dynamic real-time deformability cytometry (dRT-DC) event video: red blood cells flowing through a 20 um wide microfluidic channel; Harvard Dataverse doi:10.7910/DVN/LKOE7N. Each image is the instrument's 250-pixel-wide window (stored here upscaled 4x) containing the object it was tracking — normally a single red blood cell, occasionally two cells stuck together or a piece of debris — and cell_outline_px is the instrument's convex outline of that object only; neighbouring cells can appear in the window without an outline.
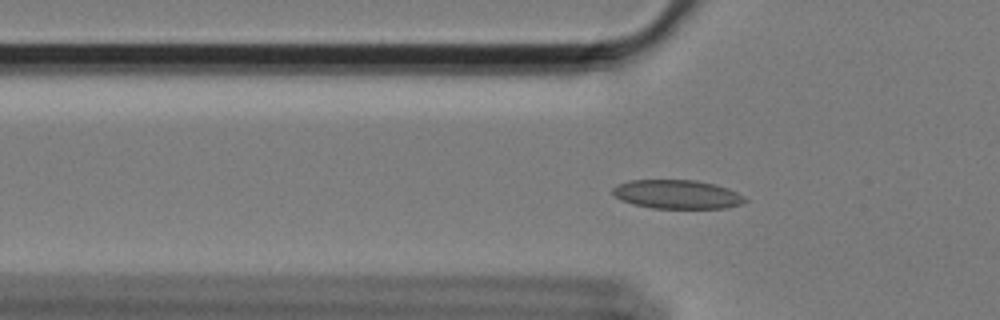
{"species": "Egyptian fruit bat (a non-hibernating species)", "species_latin": "Rousettus aegyptiacus", "temperature_condition": "cold", "stored_images_in_passage": 61, "camera_frame_rate_fps": 3000, "um_per_image_px": 0.085, "animal": {"sex": "female"}, "frame": {"image": 1, "passage_image": 20, "time_ms": 6.333, "image_size_px": [1000, 320], "cell_outline_px": [[748, 200], [744, 204], [724, 208], [652, 208], [632, 204], [620, 200], [612, 192], [612, 188], [616, 184], [628, 180], [696, 180], [716, 184], [728, 188], [744, 196]], "centroid_in_image_um": [57.55, 16.51], "position_along_channel_um": 68.2, "area_um2": 22.48}}
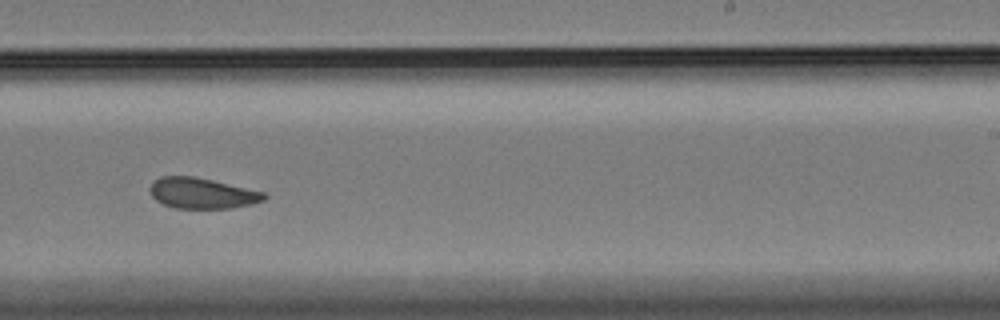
{"frame": {"image": 2, "passage_image": 38, "time_ms": 12.333, "image_size_px": [1000, 320], "cell_outline_px": [[268, 196], [264, 200], [252, 204], [232, 208], [176, 208], [164, 204], [156, 200], [152, 196], [148, 188], [152, 180], [160, 176], [196, 176], [264, 192]], "centroid_in_image_um": [17.15, 16.41], "position_along_channel_um": 271.9, "area_um2": 20.58}}
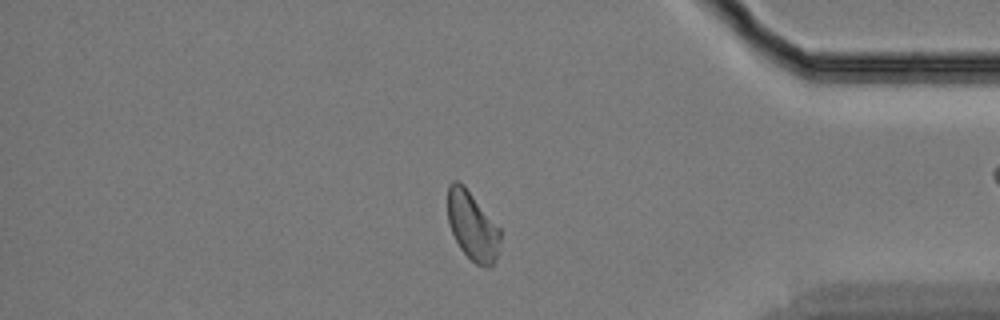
{"frame": {"image": 3, "passage_image": 51, "time_ms": 16.667, "image_size_px": [1000, 320], "cell_outline_px": [[500, 240], [496, 256], [492, 264], [476, 264], [460, 248], [448, 224], [448, 184], [452, 180], [456, 180], [464, 184], [500, 228]], "centroid_in_image_um": [40.12, 19.13], "position_along_channel_um": 395.1, "area_um2": 20.69}, "authors_computed_cell_mechanics": {"area_um2": 21.7328, "velocity_mm_per_s": 3.3967, "shape_relaxation_time_tau1_ms": 6.23, "shape_relaxation_time_tau2_ms": 1.8279, "deformation_change_tau1": 0.0909, "deformation_change_tau2": 0.0707}}